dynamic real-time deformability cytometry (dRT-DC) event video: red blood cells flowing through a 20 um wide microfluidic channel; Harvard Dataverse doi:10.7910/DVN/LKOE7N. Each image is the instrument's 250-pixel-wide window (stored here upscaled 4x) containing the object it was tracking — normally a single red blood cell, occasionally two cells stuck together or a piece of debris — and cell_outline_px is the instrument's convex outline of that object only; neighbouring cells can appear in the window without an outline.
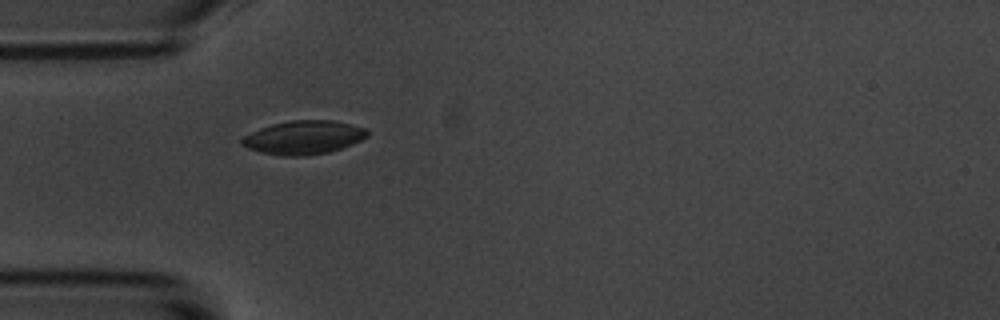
{"species": "common noctule bat (a hibernating species)", "species_latin": "Nyctalus noctula", "temperature_condition": "room temperature", "stored_images_in_passage": 1, "camera_frame_rate_fps": 3000, "um_per_image_px": 0.085, "animal": {"sex": "male", "body_mass_g": 20.1, "forearm_length_mm": 53.5}, "frame": {"image": 1, "passage_image": 1, "time_ms": 0.0, "image_size_px": [1000, 320], "cell_outline_px": [[368, 136], [352, 144], [328, 152], [304, 156], [280, 156], [260, 152], [248, 148], [240, 144], [240, 140], [244, 136], [260, 128], [272, 124], [292, 120], [332, 120], [364, 128], [368, 132]], "centroid_in_image_um": [25.76, 11.69], "position_along_channel_um": 59.2, "area_um2": 24.39}}